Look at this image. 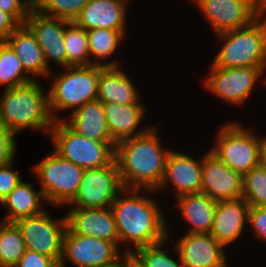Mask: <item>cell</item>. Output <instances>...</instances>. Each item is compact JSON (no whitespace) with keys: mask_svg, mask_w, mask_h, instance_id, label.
Instances as JSON below:
<instances>
[{"mask_svg":"<svg viewBox=\"0 0 266 267\" xmlns=\"http://www.w3.org/2000/svg\"><path fill=\"white\" fill-rule=\"evenodd\" d=\"M69 22L65 19L45 16L36 9H31L25 20L24 25L36 38L49 68H51V62L59 64L61 68L67 67L64 35Z\"/></svg>","mask_w":266,"mask_h":267,"instance_id":"14","label":"cell"},{"mask_svg":"<svg viewBox=\"0 0 266 267\" xmlns=\"http://www.w3.org/2000/svg\"><path fill=\"white\" fill-rule=\"evenodd\" d=\"M0 9L24 25L32 8L24 0H0Z\"/></svg>","mask_w":266,"mask_h":267,"instance_id":"38","label":"cell"},{"mask_svg":"<svg viewBox=\"0 0 266 267\" xmlns=\"http://www.w3.org/2000/svg\"><path fill=\"white\" fill-rule=\"evenodd\" d=\"M242 198L249 206L266 207V172L261 164L243 175Z\"/></svg>","mask_w":266,"mask_h":267,"instance_id":"32","label":"cell"},{"mask_svg":"<svg viewBox=\"0 0 266 267\" xmlns=\"http://www.w3.org/2000/svg\"><path fill=\"white\" fill-rule=\"evenodd\" d=\"M67 67L90 66V50L87 31L74 22H69L64 35Z\"/></svg>","mask_w":266,"mask_h":267,"instance_id":"28","label":"cell"},{"mask_svg":"<svg viewBox=\"0 0 266 267\" xmlns=\"http://www.w3.org/2000/svg\"><path fill=\"white\" fill-rule=\"evenodd\" d=\"M106 267H123V265H122V255H121L120 260L117 263L112 264L110 266H106Z\"/></svg>","mask_w":266,"mask_h":267,"instance_id":"42","label":"cell"},{"mask_svg":"<svg viewBox=\"0 0 266 267\" xmlns=\"http://www.w3.org/2000/svg\"><path fill=\"white\" fill-rule=\"evenodd\" d=\"M5 42L19 57L22 67L29 77L34 80L39 77L48 78L52 68L47 66L40 45L25 25H20Z\"/></svg>","mask_w":266,"mask_h":267,"instance_id":"22","label":"cell"},{"mask_svg":"<svg viewBox=\"0 0 266 267\" xmlns=\"http://www.w3.org/2000/svg\"><path fill=\"white\" fill-rule=\"evenodd\" d=\"M67 118L63 121L77 134L97 141H112L103 103L99 99L88 101Z\"/></svg>","mask_w":266,"mask_h":267,"instance_id":"24","label":"cell"},{"mask_svg":"<svg viewBox=\"0 0 266 267\" xmlns=\"http://www.w3.org/2000/svg\"><path fill=\"white\" fill-rule=\"evenodd\" d=\"M14 267H60L59 262L36 251L25 249Z\"/></svg>","mask_w":266,"mask_h":267,"instance_id":"37","label":"cell"},{"mask_svg":"<svg viewBox=\"0 0 266 267\" xmlns=\"http://www.w3.org/2000/svg\"><path fill=\"white\" fill-rule=\"evenodd\" d=\"M265 71L266 67H211L204 84L222 101L243 106Z\"/></svg>","mask_w":266,"mask_h":267,"instance_id":"12","label":"cell"},{"mask_svg":"<svg viewBox=\"0 0 266 267\" xmlns=\"http://www.w3.org/2000/svg\"><path fill=\"white\" fill-rule=\"evenodd\" d=\"M124 189L115 159L100 168L85 169L71 208H108ZM73 206V207H72Z\"/></svg>","mask_w":266,"mask_h":267,"instance_id":"9","label":"cell"},{"mask_svg":"<svg viewBox=\"0 0 266 267\" xmlns=\"http://www.w3.org/2000/svg\"><path fill=\"white\" fill-rule=\"evenodd\" d=\"M263 80H264L263 83H264V86H265V84H266V77L265 78L263 77Z\"/></svg>","mask_w":266,"mask_h":267,"instance_id":"44","label":"cell"},{"mask_svg":"<svg viewBox=\"0 0 266 267\" xmlns=\"http://www.w3.org/2000/svg\"><path fill=\"white\" fill-rule=\"evenodd\" d=\"M127 31H116L110 29H92L87 31L88 44L90 50V65L102 67H118L120 62L115 60L107 62L119 48L122 41L126 38ZM93 56V58H92ZM94 59V60H93ZM106 62L103 63L102 61Z\"/></svg>","mask_w":266,"mask_h":267,"instance_id":"27","label":"cell"},{"mask_svg":"<svg viewBox=\"0 0 266 267\" xmlns=\"http://www.w3.org/2000/svg\"><path fill=\"white\" fill-rule=\"evenodd\" d=\"M119 247L112 242L73 233L68 227L63 238L60 267L66 261L75 267H106L117 263L121 255Z\"/></svg>","mask_w":266,"mask_h":267,"instance_id":"11","label":"cell"},{"mask_svg":"<svg viewBox=\"0 0 266 267\" xmlns=\"http://www.w3.org/2000/svg\"><path fill=\"white\" fill-rule=\"evenodd\" d=\"M28 76L19 57L5 41H2L0 43V85L5 84V89L25 85L34 80Z\"/></svg>","mask_w":266,"mask_h":267,"instance_id":"29","label":"cell"},{"mask_svg":"<svg viewBox=\"0 0 266 267\" xmlns=\"http://www.w3.org/2000/svg\"><path fill=\"white\" fill-rule=\"evenodd\" d=\"M19 26L10 14L0 9V41H5Z\"/></svg>","mask_w":266,"mask_h":267,"instance_id":"39","label":"cell"},{"mask_svg":"<svg viewBox=\"0 0 266 267\" xmlns=\"http://www.w3.org/2000/svg\"><path fill=\"white\" fill-rule=\"evenodd\" d=\"M44 202L46 200L41 189L36 191L33 184L21 180L0 203L8 210L1 221L15 223L20 219L39 215L46 209L43 207Z\"/></svg>","mask_w":266,"mask_h":267,"instance_id":"25","label":"cell"},{"mask_svg":"<svg viewBox=\"0 0 266 267\" xmlns=\"http://www.w3.org/2000/svg\"><path fill=\"white\" fill-rule=\"evenodd\" d=\"M32 9L53 18L73 22L88 0H24Z\"/></svg>","mask_w":266,"mask_h":267,"instance_id":"31","label":"cell"},{"mask_svg":"<svg viewBox=\"0 0 266 267\" xmlns=\"http://www.w3.org/2000/svg\"><path fill=\"white\" fill-rule=\"evenodd\" d=\"M260 164L266 172V148L262 149L261 157H260Z\"/></svg>","mask_w":266,"mask_h":267,"instance_id":"41","label":"cell"},{"mask_svg":"<svg viewBox=\"0 0 266 267\" xmlns=\"http://www.w3.org/2000/svg\"><path fill=\"white\" fill-rule=\"evenodd\" d=\"M46 203L67 206L77 195L85 169L63 159L54 151L34 168Z\"/></svg>","mask_w":266,"mask_h":267,"instance_id":"8","label":"cell"},{"mask_svg":"<svg viewBox=\"0 0 266 267\" xmlns=\"http://www.w3.org/2000/svg\"><path fill=\"white\" fill-rule=\"evenodd\" d=\"M216 141L210 151L242 176L260 164L263 137L236 121L223 124Z\"/></svg>","mask_w":266,"mask_h":267,"instance_id":"7","label":"cell"},{"mask_svg":"<svg viewBox=\"0 0 266 267\" xmlns=\"http://www.w3.org/2000/svg\"><path fill=\"white\" fill-rule=\"evenodd\" d=\"M24 240L15 223L0 222V266L14 267L25 251Z\"/></svg>","mask_w":266,"mask_h":267,"instance_id":"30","label":"cell"},{"mask_svg":"<svg viewBox=\"0 0 266 267\" xmlns=\"http://www.w3.org/2000/svg\"><path fill=\"white\" fill-rule=\"evenodd\" d=\"M123 267H145L142 261L133 252H124L122 254Z\"/></svg>","mask_w":266,"mask_h":267,"instance_id":"40","label":"cell"},{"mask_svg":"<svg viewBox=\"0 0 266 267\" xmlns=\"http://www.w3.org/2000/svg\"><path fill=\"white\" fill-rule=\"evenodd\" d=\"M0 123L14 134L26 128L49 134L54 120L48 106V93L33 80L25 85L4 89L0 98Z\"/></svg>","mask_w":266,"mask_h":267,"instance_id":"3","label":"cell"},{"mask_svg":"<svg viewBox=\"0 0 266 267\" xmlns=\"http://www.w3.org/2000/svg\"><path fill=\"white\" fill-rule=\"evenodd\" d=\"M61 69L63 72L57 76L52 75L53 72L48 76L54 77L50 91H46L50 114L54 121L64 120L56 114L57 111L72 109L73 112L98 96L100 66H70Z\"/></svg>","mask_w":266,"mask_h":267,"instance_id":"5","label":"cell"},{"mask_svg":"<svg viewBox=\"0 0 266 267\" xmlns=\"http://www.w3.org/2000/svg\"><path fill=\"white\" fill-rule=\"evenodd\" d=\"M13 162L0 166V203L22 180L18 171H13Z\"/></svg>","mask_w":266,"mask_h":267,"instance_id":"35","label":"cell"},{"mask_svg":"<svg viewBox=\"0 0 266 267\" xmlns=\"http://www.w3.org/2000/svg\"><path fill=\"white\" fill-rule=\"evenodd\" d=\"M53 151L83 169L110 164L115 156L113 141H97L77 134L63 120L54 121L49 132Z\"/></svg>","mask_w":266,"mask_h":267,"instance_id":"6","label":"cell"},{"mask_svg":"<svg viewBox=\"0 0 266 267\" xmlns=\"http://www.w3.org/2000/svg\"><path fill=\"white\" fill-rule=\"evenodd\" d=\"M105 119L112 141L116 144L122 140L147 133L153 126L139 128L144 117L142 104L122 105L119 103H103ZM137 129V130H136Z\"/></svg>","mask_w":266,"mask_h":267,"instance_id":"21","label":"cell"},{"mask_svg":"<svg viewBox=\"0 0 266 267\" xmlns=\"http://www.w3.org/2000/svg\"><path fill=\"white\" fill-rule=\"evenodd\" d=\"M141 190L124 188L110 207L115 217L120 244L131 243L135 247H126L124 252L156 245L168 239L169 228L158 201L140 195Z\"/></svg>","mask_w":266,"mask_h":267,"instance_id":"1","label":"cell"},{"mask_svg":"<svg viewBox=\"0 0 266 267\" xmlns=\"http://www.w3.org/2000/svg\"><path fill=\"white\" fill-rule=\"evenodd\" d=\"M263 148H266V137H263Z\"/></svg>","mask_w":266,"mask_h":267,"instance_id":"43","label":"cell"},{"mask_svg":"<svg viewBox=\"0 0 266 267\" xmlns=\"http://www.w3.org/2000/svg\"><path fill=\"white\" fill-rule=\"evenodd\" d=\"M97 89V99L102 103L142 104L139 101L140 97L135 84L120 66H100Z\"/></svg>","mask_w":266,"mask_h":267,"instance_id":"23","label":"cell"},{"mask_svg":"<svg viewBox=\"0 0 266 267\" xmlns=\"http://www.w3.org/2000/svg\"><path fill=\"white\" fill-rule=\"evenodd\" d=\"M182 218L191 226L187 233H210L217 202L204 193L184 194L177 197Z\"/></svg>","mask_w":266,"mask_h":267,"instance_id":"26","label":"cell"},{"mask_svg":"<svg viewBox=\"0 0 266 267\" xmlns=\"http://www.w3.org/2000/svg\"><path fill=\"white\" fill-rule=\"evenodd\" d=\"M202 158L194 159L186 153L171 151L168 154L163 179L155 190H163L173 185L176 197L201 192ZM171 183V184H170Z\"/></svg>","mask_w":266,"mask_h":267,"instance_id":"18","label":"cell"},{"mask_svg":"<svg viewBox=\"0 0 266 267\" xmlns=\"http://www.w3.org/2000/svg\"><path fill=\"white\" fill-rule=\"evenodd\" d=\"M168 231V239L159 244L141 247L132 252L142 261L145 267H183L180 259L171 258L167 251L161 250L162 246L168 243L169 233Z\"/></svg>","mask_w":266,"mask_h":267,"instance_id":"33","label":"cell"},{"mask_svg":"<svg viewBox=\"0 0 266 267\" xmlns=\"http://www.w3.org/2000/svg\"><path fill=\"white\" fill-rule=\"evenodd\" d=\"M15 136L16 134L0 123V166L14 161L17 146Z\"/></svg>","mask_w":266,"mask_h":267,"instance_id":"34","label":"cell"},{"mask_svg":"<svg viewBox=\"0 0 266 267\" xmlns=\"http://www.w3.org/2000/svg\"><path fill=\"white\" fill-rule=\"evenodd\" d=\"M65 216L67 227L73 233L103 239L120 247L117 225L110 207L71 208Z\"/></svg>","mask_w":266,"mask_h":267,"instance_id":"17","label":"cell"},{"mask_svg":"<svg viewBox=\"0 0 266 267\" xmlns=\"http://www.w3.org/2000/svg\"><path fill=\"white\" fill-rule=\"evenodd\" d=\"M175 245L183 267H228L225 247L209 233H185Z\"/></svg>","mask_w":266,"mask_h":267,"instance_id":"16","label":"cell"},{"mask_svg":"<svg viewBox=\"0 0 266 267\" xmlns=\"http://www.w3.org/2000/svg\"><path fill=\"white\" fill-rule=\"evenodd\" d=\"M170 151L161 145L158 128L154 126L145 134L116 143L114 159L124 188L155 193Z\"/></svg>","mask_w":266,"mask_h":267,"instance_id":"2","label":"cell"},{"mask_svg":"<svg viewBox=\"0 0 266 267\" xmlns=\"http://www.w3.org/2000/svg\"><path fill=\"white\" fill-rule=\"evenodd\" d=\"M128 1L88 0L73 22L86 31L100 28L126 31Z\"/></svg>","mask_w":266,"mask_h":267,"instance_id":"19","label":"cell"},{"mask_svg":"<svg viewBox=\"0 0 266 267\" xmlns=\"http://www.w3.org/2000/svg\"><path fill=\"white\" fill-rule=\"evenodd\" d=\"M248 209L249 204L243 198L217 202L209 234L224 247L229 246L242 235L248 220Z\"/></svg>","mask_w":266,"mask_h":267,"instance_id":"20","label":"cell"},{"mask_svg":"<svg viewBox=\"0 0 266 267\" xmlns=\"http://www.w3.org/2000/svg\"><path fill=\"white\" fill-rule=\"evenodd\" d=\"M247 223L256 238L266 241V207L249 206Z\"/></svg>","mask_w":266,"mask_h":267,"instance_id":"36","label":"cell"},{"mask_svg":"<svg viewBox=\"0 0 266 267\" xmlns=\"http://www.w3.org/2000/svg\"><path fill=\"white\" fill-rule=\"evenodd\" d=\"M215 34L249 26L265 10L260 0H190Z\"/></svg>","mask_w":266,"mask_h":267,"instance_id":"10","label":"cell"},{"mask_svg":"<svg viewBox=\"0 0 266 267\" xmlns=\"http://www.w3.org/2000/svg\"><path fill=\"white\" fill-rule=\"evenodd\" d=\"M242 179L210 150L203 155L201 193L216 202L242 198Z\"/></svg>","mask_w":266,"mask_h":267,"instance_id":"15","label":"cell"},{"mask_svg":"<svg viewBox=\"0 0 266 267\" xmlns=\"http://www.w3.org/2000/svg\"><path fill=\"white\" fill-rule=\"evenodd\" d=\"M217 36L224 43L210 67H266V10L249 26Z\"/></svg>","mask_w":266,"mask_h":267,"instance_id":"4","label":"cell"},{"mask_svg":"<svg viewBox=\"0 0 266 267\" xmlns=\"http://www.w3.org/2000/svg\"><path fill=\"white\" fill-rule=\"evenodd\" d=\"M47 210L15 222L21 231L25 248L60 262L63 238L67 229L66 216L53 220Z\"/></svg>","mask_w":266,"mask_h":267,"instance_id":"13","label":"cell"}]
</instances>
